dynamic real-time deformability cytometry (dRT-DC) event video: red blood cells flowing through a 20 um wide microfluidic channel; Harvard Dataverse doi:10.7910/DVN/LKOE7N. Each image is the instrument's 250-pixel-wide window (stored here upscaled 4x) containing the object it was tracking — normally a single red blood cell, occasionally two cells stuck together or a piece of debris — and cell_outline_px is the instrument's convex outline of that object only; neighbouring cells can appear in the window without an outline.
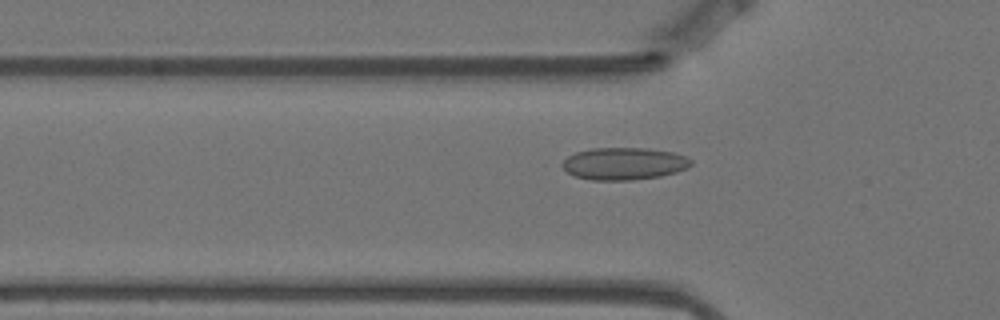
{"species": "Egyptian fruit bat (a non-hibernating species)", "species_latin": "Rousettus aegyptiacus", "temperature_condition": "warm", "stored_images_in_passage": 15, "camera_frame_rate_fps": 3000, "um_per_image_px": 0.085, "animal": {"sex": "female"}, "frame": {"image": 1, "passage_image": 12, "time_ms": 3.667, "image_size_px": [1000, 320], "cell_outline_px": [[692, 164], [688, 168], [676, 172], [660, 176], [632, 180], [592, 180], [572, 176], [560, 164], [568, 156], [576, 152], [592, 148], [648, 148], [672, 152], [684, 156], [692, 160]], "centroid_in_image_um": [53.03, 13.91], "position_along_channel_um": 72.8, "area_um2": 24.28}}